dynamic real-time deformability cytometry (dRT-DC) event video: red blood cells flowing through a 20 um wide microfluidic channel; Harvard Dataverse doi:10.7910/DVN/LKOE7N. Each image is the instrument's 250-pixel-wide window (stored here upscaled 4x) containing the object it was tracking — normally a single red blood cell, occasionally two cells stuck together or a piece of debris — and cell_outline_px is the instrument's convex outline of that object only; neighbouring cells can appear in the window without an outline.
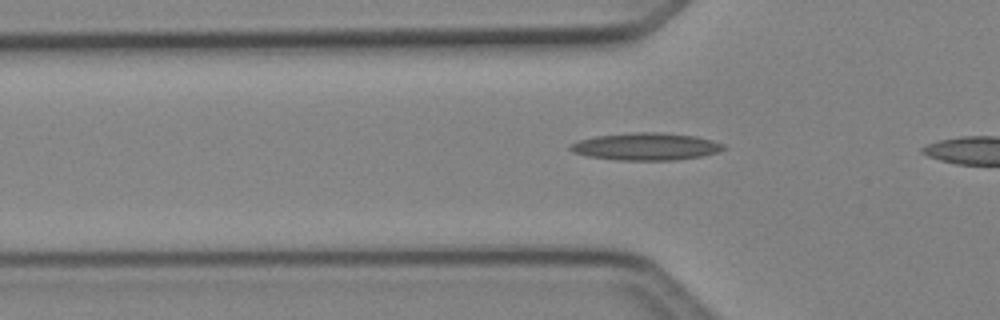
{"species": "Egyptian fruit bat (a non-hibernating species)", "species_latin": "Rousettus aegyptiacus", "temperature_condition": "cold", "stored_images_in_passage": 31, "camera_frame_rate_fps": 3000, "um_per_image_px": 0.085, "animal": {"sex": "female"}, "frame": {"image": 1, "passage_image": 7, "time_ms": 2.0, "image_size_px": [1000, 320], "cell_outline_px": [[728, 148], [716, 152], [700, 156], [676, 160], [620, 160], [588, 156], [572, 152], [568, 148], [568, 144], [580, 140], [596, 136], [632, 132], [660, 132], [696, 136], [712, 140], [724, 144]], "centroid_in_image_um": [54.9, 12.45], "position_along_channel_um": 70.9, "area_um2": 24.45}}
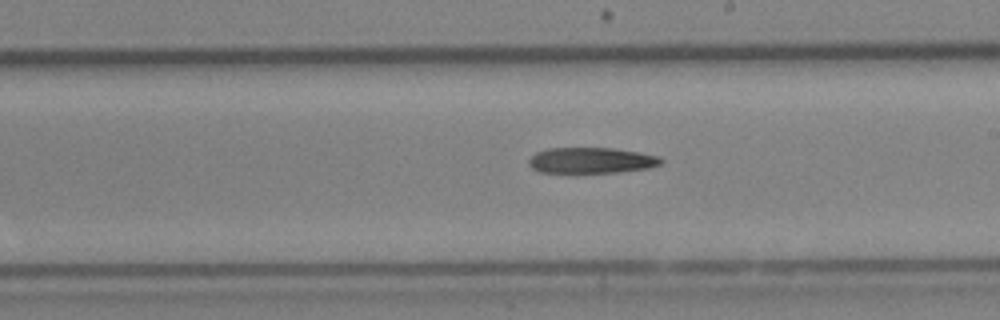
{"frame": {"image": 2, "passage_image": 19, "time_ms": 6.0, "image_size_px": [1000, 320], "cell_outline_px": [[664, 164], [648, 168], [616, 172], [540, 172], [532, 168], [528, 164], [528, 160], [536, 152], [548, 148], [612, 148], [640, 152], [660, 156], [664, 160]], "centroid_in_image_um": [50.3, 13.62], "position_along_channel_um": 238.7, "area_um2": 19.94}}
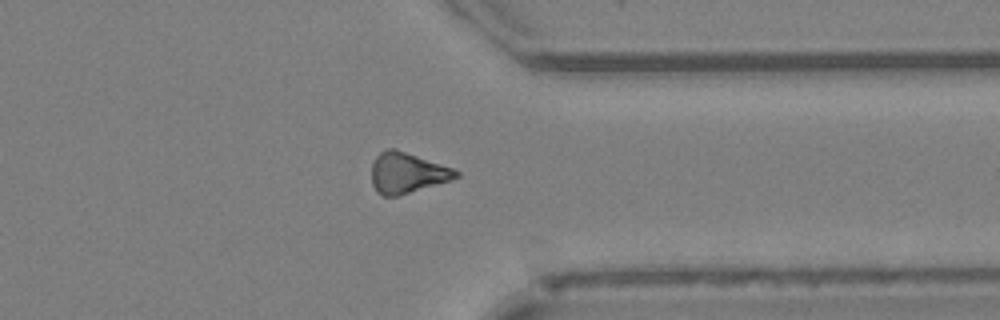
{"frame": {"image": 3, "passage_image": 29, "time_ms": 9.333, "image_size_px": [1000, 320], "cell_outline_px": [[460, 176], [452, 180], [396, 196], [384, 196], [376, 192], [372, 184], [372, 164], [376, 156], [380, 152], [388, 148], [396, 148], [452, 168], [460, 172]], "centroid_in_image_um": [34.59, 14.69], "position_along_channel_um": 376.8, "area_um2": 19.94}}